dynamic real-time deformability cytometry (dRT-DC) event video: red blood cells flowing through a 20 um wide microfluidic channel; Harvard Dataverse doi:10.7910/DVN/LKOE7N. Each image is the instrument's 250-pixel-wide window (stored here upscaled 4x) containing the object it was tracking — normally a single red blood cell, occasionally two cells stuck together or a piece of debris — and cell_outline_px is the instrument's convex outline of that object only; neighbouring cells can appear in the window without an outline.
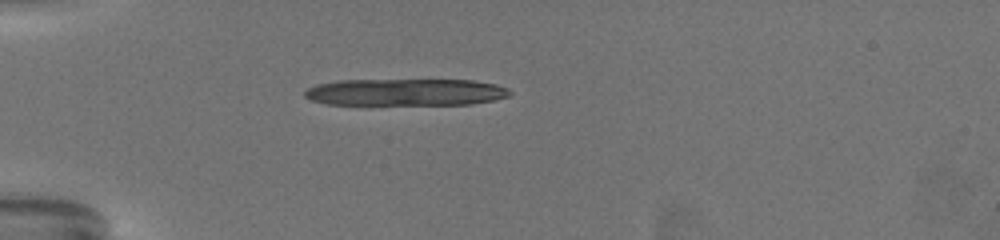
{"species": "common noctule bat (a hibernating species)", "species_latin": "Nyctalus noctula", "temperature_condition": "warm", "stored_images_in_passage": 14, "camera_frame_rate_fps": 3000, "um_per_image_px": 0.085, "animal": {"sex": "female", "body_mass_g": 19.5, "forearm_length_mm": 54.1}, "frame": {"image": 1, "passage_image": 1, "time_ms": 0.0, "image_size_px": [1000, 240], "cell_outline_px": [[512, 92], [508, 96], [496, 100], [472, 104], [328, 104], [312, 100], [304, 96], [304, 92], [308, 88], [316, 84], [340, 80], [472, 80], [496, 84], [508, 88]], "centroid_in_image_um": [34.51, 7.83], "position_along_channel_um": 50.5, "area_um2": 32.19}}